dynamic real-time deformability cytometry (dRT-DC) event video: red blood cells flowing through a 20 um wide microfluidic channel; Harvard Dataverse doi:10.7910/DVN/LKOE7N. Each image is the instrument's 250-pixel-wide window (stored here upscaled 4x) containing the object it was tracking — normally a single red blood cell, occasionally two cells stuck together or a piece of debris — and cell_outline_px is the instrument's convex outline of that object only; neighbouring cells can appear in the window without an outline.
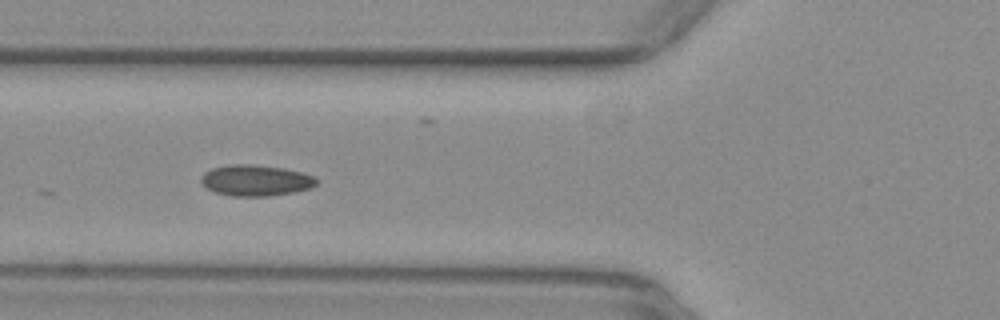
{"species": "common noctule bat (a hibernating species)", "species_latin": "Nyctalus noctula", "temperature_condition": "warm", "stored_images_in_passage": 12, "camera_frame_rate_fps": 3000, "um_per_image_px": 0.085, "animal": {"sex": "female", "body_mass_g": 29.2, "forearm_length_mm": 56.3}, "frame": {"image": 1, "passage_image": 6, "time_ms": 1.667, "image_size_px": [1000, 320], "cell_outline_px": [[316, 184], [312, 188], [296, 192], [272, 196], [232, 196], [216, 192], [208, 188], [200, 180], [200, 176], [204, 172], [212, 168], [228, 164], [252, 164], [284, 168], [316, 176]], "centroid_in_image_um": [21.75, 15.33], "position_along_channel_um": 104.0, "area_um2": 21.04}}